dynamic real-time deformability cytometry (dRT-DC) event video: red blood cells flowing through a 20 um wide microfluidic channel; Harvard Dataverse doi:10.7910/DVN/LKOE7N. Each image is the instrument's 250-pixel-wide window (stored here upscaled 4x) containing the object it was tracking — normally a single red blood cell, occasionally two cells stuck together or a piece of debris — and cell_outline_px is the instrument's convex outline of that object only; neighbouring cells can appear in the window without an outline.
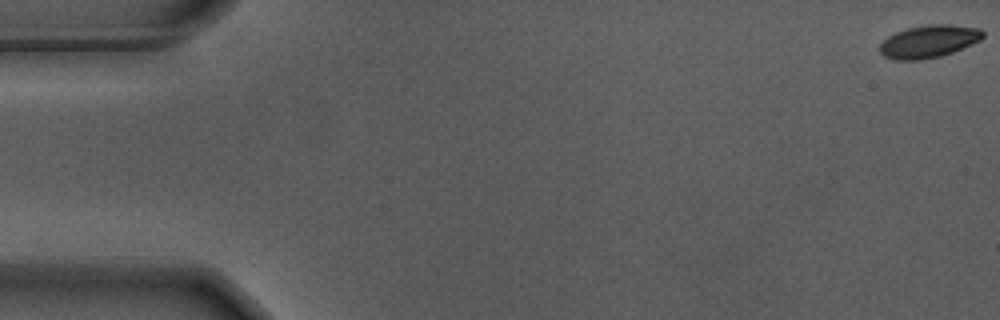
{"species": "Egyptian fruit bat (a non-hibernating species)", "species_latin": "Rousettus aegyptiacus", "temperature_condition": "warm", "stored_images_in_passage": 13, "camera_frame_rate_fps": 3000, "um_per_image_px": 0.085, "animal": {"sex": "male"}, "frame": {"image": 1, "passage_image": 1, "time_ms": 0.0, "image_size_px": [1000, 320], "cell_outline_px": [[984, 36], [980, 40], [972, 44], [952, 52], [940, 56], [920, 60], [892, 60], [884, 56], [880, 52], [880, 44], [888, 36], [896, 32], [908, 28], [928, 24], [952, 24], [980, 28], [984, 32]], "centroid_in_image_um": [78.96, 3.51], "position_along_channel_um": 6.0, "area_um2": 19.65}}
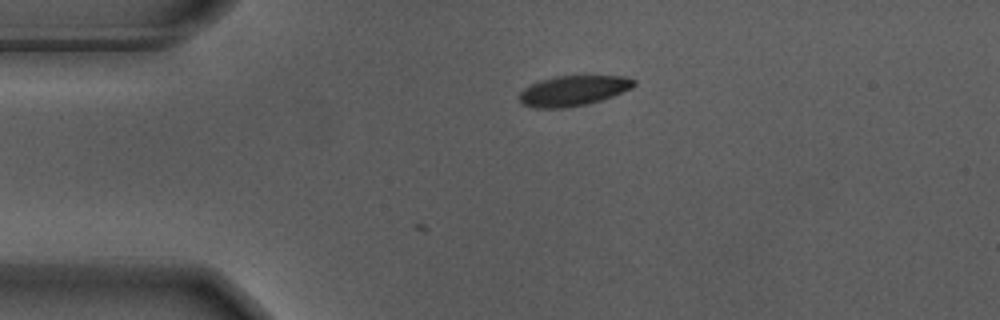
{"frame": {"image": 2, "passage_image": 13, "time_ms": 4.0, "image_size_px": [1000, 320], "cell_outline_px": [[636, 84], [632, 88], [612, 96], [588, 104], [564, 108], [536, 108], [524, 104], [516, 96], [524, 88], [540, 80], [556, 76], [624, 76], [636, 80]], "centroid_in_image_um": [48.72, 7.71], "position_along_channel_um": 36.3, "area_um2": 20.17}}